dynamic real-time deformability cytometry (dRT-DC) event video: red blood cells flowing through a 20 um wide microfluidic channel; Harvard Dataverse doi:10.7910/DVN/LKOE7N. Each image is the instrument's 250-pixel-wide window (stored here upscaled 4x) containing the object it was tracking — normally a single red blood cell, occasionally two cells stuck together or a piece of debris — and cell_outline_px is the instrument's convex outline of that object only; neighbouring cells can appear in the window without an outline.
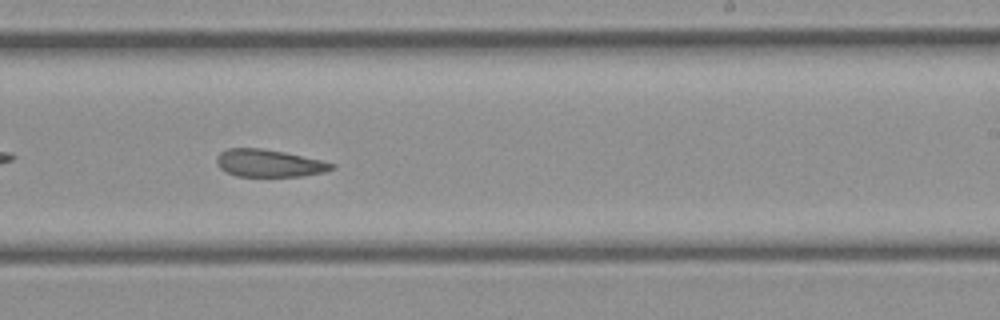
{"species": "common noctule bat (a hibernating species)", "species_latin": "Nyctalus noctula", "temperature_condition": "cold", "stored_images_in_passage": 32, "camera_frame_rate_fps": 3000, "um_per_image_px": 0.085, "animal": {"sex": "female", "body_mass_g": 21.9}, "frame": {"image": 1, "passage_image": 19, "time_ms": 6.0, "image_size_px": [1000, 320], "cell_outline_px": [[336, 168], [324, 172], [304, 176], [236, 176], [220, 168], [216, 164], [216, 156], [220, 152], [228, 148], [260, 148], [284, 152], [320, 160], [336, 164]], "centroid_in_image_um": [22.86, 13.87], "position_along_channel_um": 266.1, "area_um2": 18.38}}
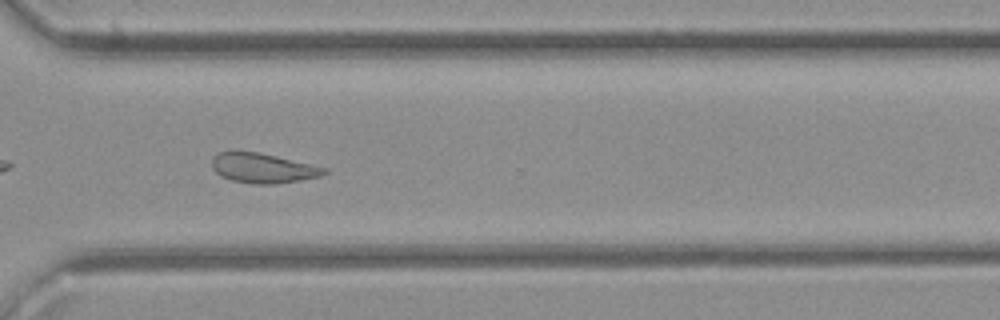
{"frame": {"image": 2, "passage_image": 23, "time_ms": 7.333, "image_size_px": [1000, 320], "cell_outline_px": [[328, 172], [320, 176], [300, 180], [272, 184], [252, 184], [232, 180], [220, 176], [212, 168], [212, 156], [220, 152], [232, 148], [260, 152], [328, 168]], "centroid_in_image_um": [22.28, 14.25], "position_along_channel_um": 348.3, "area_um2": 20.0}}